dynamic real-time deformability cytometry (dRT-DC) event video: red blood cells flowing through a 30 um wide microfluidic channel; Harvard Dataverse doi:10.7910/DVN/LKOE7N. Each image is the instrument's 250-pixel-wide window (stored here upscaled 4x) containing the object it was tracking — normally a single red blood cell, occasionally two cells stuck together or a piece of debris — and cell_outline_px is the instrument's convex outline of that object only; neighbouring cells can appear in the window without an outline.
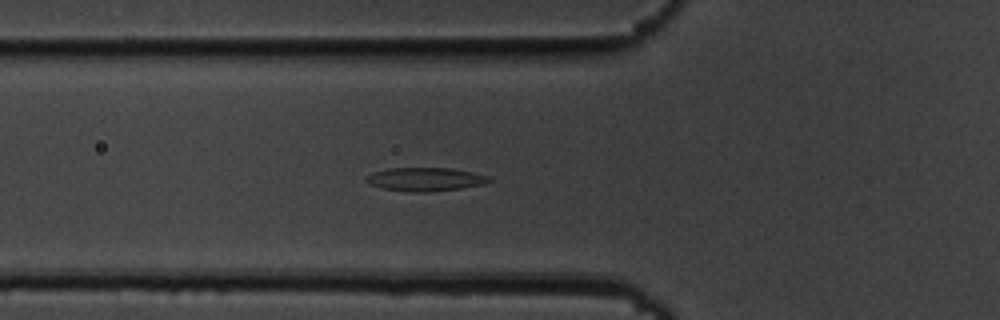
{"species": "common noctule bat (a hibernating species)", "species_latin": "Nyctalus noctula", "temperature_condition": "cold", "stored_images_in_passage": 37, "camera_frame_rate_fps": 3000, "um_per_image_px": 0.085, "animal": {"sex": "male", "body_mass_g": 19.5, "forearm_length_mm": 54.6}, "frame": {"image": 1, "passage_image": 2, "time_ms": 0.333, "image_size_px": [1000, 320], "cell_outline_px": [[492, 180], [484, 184], [460, 188], [428, 192], [412, 192], [380, 188], [368, 184], [364, 180], [372, 172], [388, 168], [452, 168], [472, 172], [488, 176]], "centroid_in_image_um": [36.11, 15.24], "position_along_channel_um": 89.7, "area_um2": 16.88}}
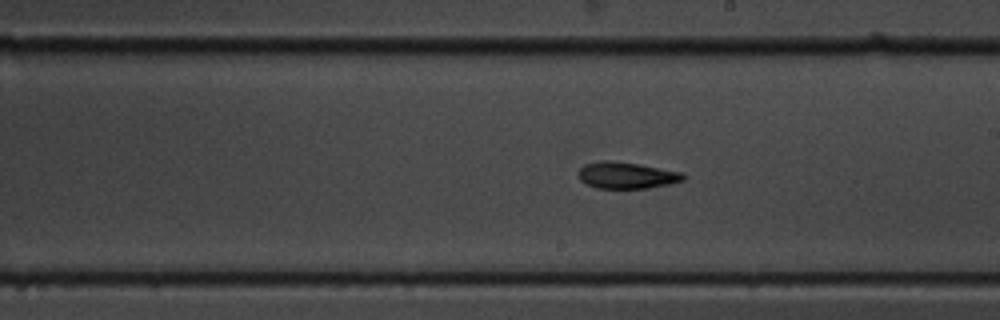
{"frame": {"image": 2, "passage_image": 14, "time_ms": 4.333, "image_size_px": [1000, 320], "cell_outline_px": [[688, 176], [684, 180], [668, 184], [648, 188], [596, 188], [584, 184], [580, 180], [580, 168], [584, 164], [600, 160], [608, 160], [640, 164], [684, 172]], "centroid_in_image_um": [53.29, 14.89], "position_along_channel_um": 235.7, "area_um2": 16.42}}
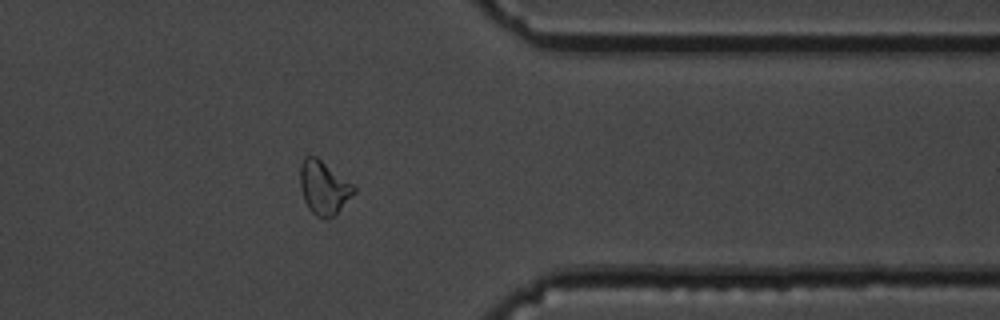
{"frame": {"image": 3, "passage_image": 27, "time_ms": 8.667, "image_size_px": [1000, 320], "cell_outline_px": [[356, 192], [332, 216], [324, 220], [316, 216], [308, 208], [304, 200], [300, 188], [300, 168], [304, 156], [316, 156], [352, 184], [356, 188]], "centroid_in_image_um": [27.49, 15.95], "position_along_channel_um": 383.9, "area_um2": 16.53}}